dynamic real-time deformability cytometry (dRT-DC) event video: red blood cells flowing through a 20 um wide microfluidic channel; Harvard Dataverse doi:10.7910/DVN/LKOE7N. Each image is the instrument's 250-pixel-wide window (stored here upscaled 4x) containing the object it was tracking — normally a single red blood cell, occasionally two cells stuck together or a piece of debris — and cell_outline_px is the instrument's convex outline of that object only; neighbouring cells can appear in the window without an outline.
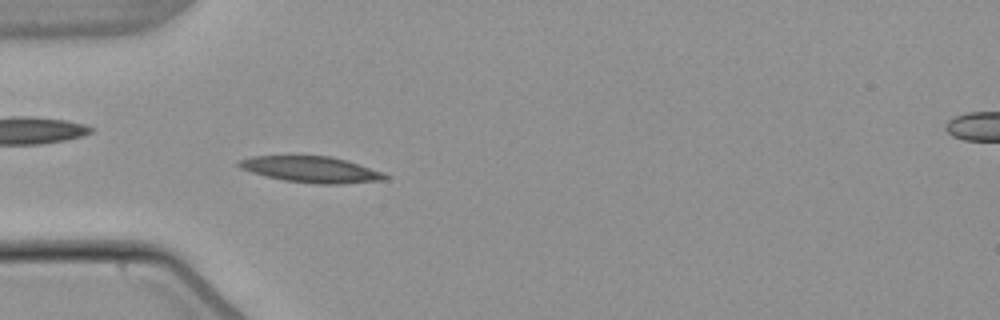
{"species": "common noctule bat (a hibernating species)", "species_latin": "Nyctalus noctula", "temperature_condition": "warm", "stored_images_in_passage": 53, "camera_frame_rate_fps": 3000, "um_per_image_px": 0.085, "animal": {"sex": "male", "body_mass_g": 21.5, "forearm_length_mm": 52.0}, "frame": {"image": 1, "passage_image": 16, "time_ms": 5.0, "image_size_px": [1000, 320], "cell_outline_px": [[392, 176], [388, 180], [344, 184], [316, 184], [284, 180], [252, 172], [240, 168], [236, 164], [236, 160], [252, 156], [332, 156], [384, 172]], "centroid_in_image_um": [26.51, 14.41], "position_along_channel_um": 58.5, "area_um2": 22.43}}
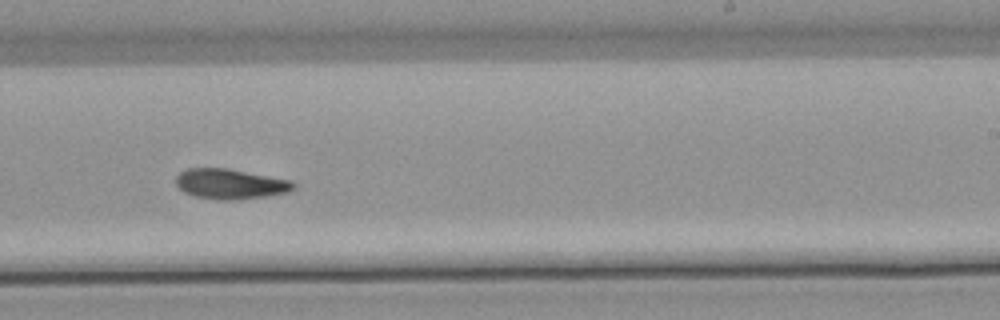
{"frame": {"image": 2, "passage_image": 33, "time_ms": 10.667, "image_size_px": [1000, 320], "cell_outline_px": [[296, 184], [292, 188], [284, 192], [264, 196], [240, 200], [220, 200], [196, 196], [184, 192], [176, 184], [176, 176], [180, 172], [188, 168], [228, 168], [292, 180]], "centroid_in_image_um": [19.55, 15.62], "position_along_channel_um": 269.5, "area_um2": 20.52}}
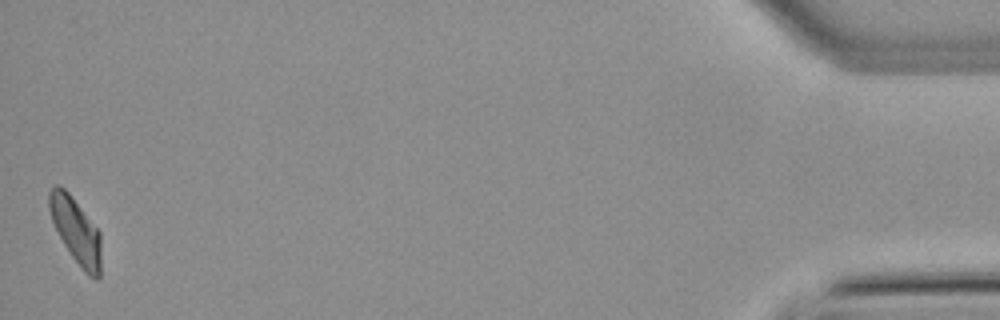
{"frame": {"image": 3, "passage_image": 53, "time_ms": 17.333, "image_size_px": [1000, 320], "cell_outline_px": [[100, 276], [96, 280], [88, 276], [84, 272], [72, 256], [64, 244], [52, 220], [48, 208], [48, 192], [52, 184], [60, 184], [68, 192], [100, 232]], "centroid_in_image_um": [6.43, 19.58], "position_along_channel_um": 428.8, "area_um2": 19.71}, "authors_computed_cell_mechanics": {"area_um2": 20.4034, "velocity_mm_per_s": 3.8134, "shape_relaxation_time_tau1_ms": 11.0893, "shape_relaxation_time_tau2_ms": null, "deformation_change_tau1": 0.2488, "deformation_change_tau2": null}}